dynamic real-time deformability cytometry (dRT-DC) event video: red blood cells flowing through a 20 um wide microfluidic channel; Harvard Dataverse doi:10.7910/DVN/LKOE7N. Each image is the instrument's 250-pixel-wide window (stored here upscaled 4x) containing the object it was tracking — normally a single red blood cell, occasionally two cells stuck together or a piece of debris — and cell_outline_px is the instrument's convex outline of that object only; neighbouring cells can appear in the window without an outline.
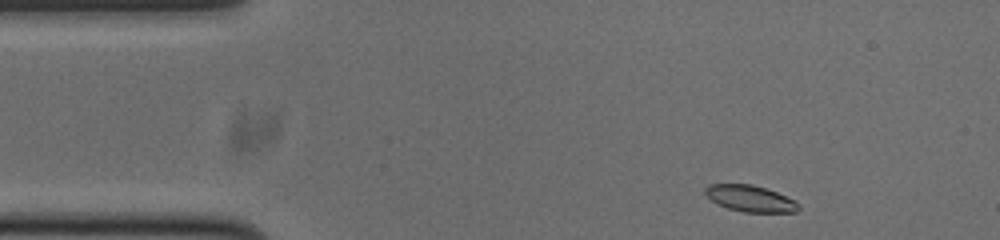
{"species": "common noctule bat (a hibernating species)", "species_latin": "Nyctalus noctula", "temperature_condition": "cold", "stored_images_in_passage": 48, "camera_frame_rate_fps": 3000, "um_per_image_px": 0.085, "animal": {"sex": "male", "body_mass_g": 20.0, "forearm_length_mm": 53.3}, "frame": {"image": 1, "passage_image": 1, "time_ms": 0.0, "image_size_px": [1000, 240], "cell_outline_px": [[800, 208], [796, 212], [744, 212], [728, 208], [716, 204], [704, 192], [704, 188], [708, 184], [752, 184], [776, 192], [792, 200]], "centroid_in_image_um": [63.71, 16.87], "position_along_channel_um": 21.3, "area_um2": 14.1}}
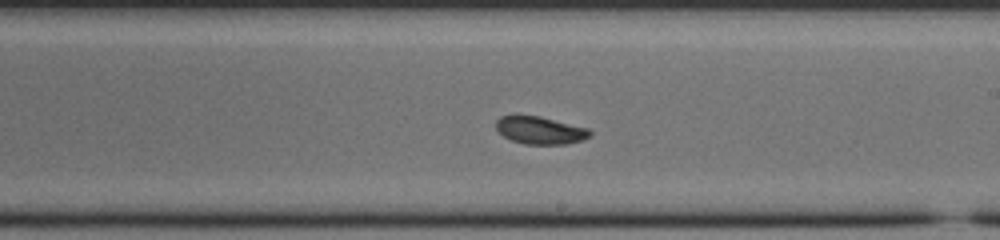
{"frame": {"image": 2, "passage_image": 24, "time_ms": 7.667, "image_size_px": [1000, 240], "cell_outline_px": [[592, 136], [584, 140], [568, 144], [524, 144], [512, 140], [504, 136], [496, 128], [496, 120], [500, 116], [516, 112], [540, 116], [588, 128], [592, 132]], "centroid_in_image_um": [45.89, 11.04], "position_along_channel_um": 243.1, "area_um2": 15.66}}
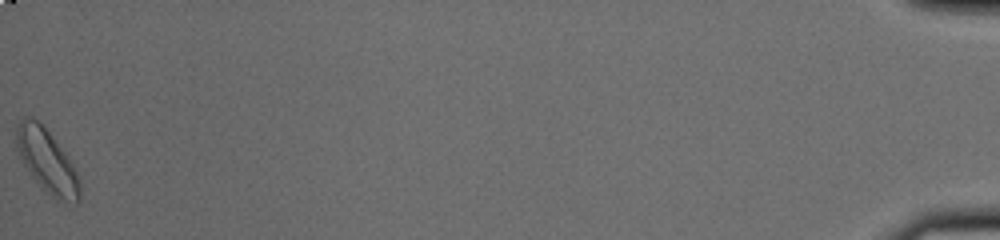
{"frame": {"image": 3, "passage_image": 48, "time_ms": 15.667, "image_size_px": [1000, 240], "cell_outline_px": [[80, 200], [56, 200], [40, 188], [24, 164], [16, 148], [16, 128], [20, 120], [24, 116], [32, 116], [44, 124], [68, 156], [76, 168], [80, 180]], "centroid_in_image_um": [3.99, 13.63], "position_along_channel_um": 431.2, "area_um2": 23.7}, "authors_computed_cell_mechanics": {"area_um2": 15.5482, "velocity_mm_per_s": 3.7469, "shape_relaxation_time_tau1_ms": 3.7233, "shape_relaxation_time_tau2_ms": null, "deformation_change_tau1": 0.1291, "deformation_change_tau2": null}}